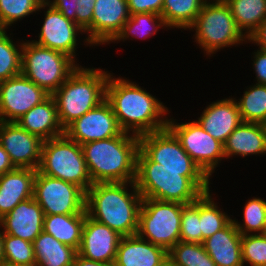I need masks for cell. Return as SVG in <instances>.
<instances>
[{
    "label": "cell",
    "instance_id": "6da1fadb",
    "mask_svg": "<svg viewBox=\"0 0 266 266\" xmlns=\"http://www.w3.org/2000/svg\"><path fill=\"white\" fill-rule=\"evenodd\" d=\"M209 180L202 170L165 169L138 150L134 182L142 198L189 204L210 190Z\"/></svg>",
    "mask_w": 266,
    "mask_h": 266
},
{
    "label": "cell",
    "instance_id": "7a4b0ae2",
    "mask_svg": "<svg viewBox=\"0 0 266 266\" xmlns=\"http://www.w3.org/2000/svg\"><path fill=\"white\" fill-rule=\"evenodd\" d=\"M106 100L123 132L141 136L167 128L168 119L160 116H165L168 109L134 82L109 75Z\"/></svg>",
    "mask_w": 266,
    "mask_h": 266
},
{
    "label": "cell",
    "instance_id": "3957f363",
    "mask_svg": "<svg viewBox=\"0 0 266 266\" xmlns=\"http://www.w3.org/2000/svg\"><path fill=\"white\" fill-rule=\"evenodd\" d=\"M95 183L86 191L85 210L87 215L116 231L122 237L138 232L142 195L135 182Z\"/></svg>",
    "mask_w": 266,
    "mask_h": 266
},
{
    "label": "cell",
    "instance_id": "277c9868",
    "mask_svg": "<svg viewBox=\"0 0 266 266\" xmlns=\"http://www.w3.org/2000/svg\"><path fill=\"white\" fill-rule=\"evenodd\" d=\"M82 146L93 184L131 182L136 177L139 136L121 132L118 136L85 143Z\"/></svg>",
    "mask_w": 266,
    "mask_h": 266
},
{
    "label": "cell",
    "instance_id": "5b68a950",
    "mask_svg": "<svg viewBox=\"0 0 266 266\" xmlns=\"http://www.w3.org/2000/svg\"><path fill=\"white\" fill-rule=\"evenodd\" d=\"M107 71L79 67L52 94L65 130L72 122L106 100Z\"/></svg>",
    "mask_w": 266,
    "mask_h": 266
},
{
    "label": "cell",
    "instance_id": "8992f818",
    "mask_svg": "<svg viewBox=\"0 0 266 266\" xmlns=\"http://www.w3.org/2000/svg\"><path fill=\"white\" fill-rule=\"evenodd\" d=\"M47 176L79 186L85 193L93 185L82 146L65 134L43 141L37 169Z\"/></svg>",
    "mask_w": 266,
    "mask_h": 266
},
{
    "label": "cell",
    "instance_id": "52a82bcc",
    "mask_svg": "<svg viewBox=\"0 0 266 266\" xmlns=\"http://www.w3.org/2000/svg\"><path fill=\"white\" fill-rule=\"evenodd\" d=\"M65 53L35 42H23L21 74L52 95L78 68Z\"/></svg>",
    "mask_w": 266,
    "mask_h": 266
},
{
    "label": "cell",
    "instance_id": "ba28073f",
    "mask_svg": "<svg viewBox=\"0 0 266 266\" xmlns=\"http://www.w3.org/2000/svg\"><path fill=\"white\" fill-rule=\"evenodd\" d=\"M190 27L196 29V43L207 55L247 39L236 26L231 10L224 0H216L213 3H207L206 0Z\"/></svg>",
    "mask_w": 266,
    "mask_h": 266
},
{
    "label": "cell",
    "instance_id": "9c48e42d",
    "mask_svg": "<svg viewBox=\"0 0 266 266\" xmlns=\"http://www.w3.org/2000/svg\"><path fill=\"white\" fill-rule=\"evenodd\" d=\"M182 204L143 198L137 234L167 252L180 241Z\"/></svg>",
    "mask_w": 266,
    "mask_h": 266
},
{
    "label": "cell",
    "instance_id": "30bf717a",
    "mask_svg": "<svg viewBox=\"0 0 266 266\" xmlns=\"http://www.w3.org/2000/svg\"><path fill=\"white\" fill-rule=\"evenodd\" d=\"M35 201L44 215L86 214V193L77 185L36 171Z\"/></svg>",
    "mask_w": 266,
    "mask_h": 266
},
{
    "label": "cell",
    "instance_id": "8fae6325",
    "mask_svg": "<svg viewBox=\"0 0 266 266\" xmlns=\"http://www.w3.org/2000/svg\"><path fill=\"white\" fill-rule=\"evenodd\" d=\"M170 120L168 119L167 128L200 169L210 177L218 161L225 158L223 144L206 132L197 121L177 124Z\"/></svg>",
    "mask_w": 266,
    "mask_h": 266
},
{
    "label": "cell",
    "instance_id": "7c38bea8",
    "mask_svg": "<svg viewBox=\"0 0 266 266\" xmlns=\"http://www.w3.org/2000/svg\"><path fill=\"white\" fill-rule=\"evenodd\" d=\"M49 96L22 74L0 82V121L16 122Z\"/></svg>",
    "mask_w": 266,
    "mask_h": 266
},
{
    "label": "cell",
    "instance_id": "4fadbf2b",
    "mask_svg": "<svg viewBox=\"0 0 266 266\" xmlns=\"http://www.w3.org/2000/svg\"><path fill=\"white\" fill-rule=\"evenodd\" d=\"M139 148L165 169L201 170L168 128L139 136Z\"/></svg>",
    "mask_w": 266,
    "mask_h": 266
},
{
    "label": "cell",
    "instance_id": "5bb4252c",
    "mask_svg": "<svg viewBox=\"0 0 266 266\" xmlns=\"http://www.w3.org/2000/svg\"><path fill=\"white\" fill-rule=\"evenodd\" d=\"M120 129L111 104L104 100L100 105L86 112L72 122L64 134L80 145L91 141L118 136Z\"/></svg>",
    "mask_w": 266,
    "mask_h": 266
},
{
    "label": "cell",
    "instance_id": "9a60e30c",
    "mask_svg": "<svg viewBox=\"0 0 266 266\" xmlns=\"http://www.w3.org/2000/svg\"><path fill=\"white\" fill-rule=\"evenodd\" d=\"M0 144L17 168L37 170L43 140L21 128L16 122L0 121Z\"/></svg>",
    "mask_w": 266,
    "mask_h": 266
},
{
    "label": "cell",
    "instance_id": "2e32d148",
    "mask_svg": "<svg viewBox=\"0 0 266 266\" xmlns=\"http://www.w3.org/2000/svg\"><path fill=\"white\" fill-rule=\"evenodd\" d=\"M93 11L92 24L84 31L90 34L84 41L91 45L113 42L130 17L127 0H96Z\"/></svg>",
    "mask_w": 266,
    "mask_h": 266
},
{
    "label": "cell",
    "instance_id": "e0dca14e",
    "mask_svg": "<svg viewBox=\"0 0 266 266\" xmlns=\"http://www.w3.org/2000/svg\"><path fill=\"white\" fill-rule=\"evenodd\" d=\"M116 231L85 214L78 254L86 259L113 265L121 239Z\"/></svg>",
    "mask_w": 266,
    "mask_h": 266
},
{
    "label": "cell",
    "instance_id": "ac0fdd59",
    "mask_svg": "<svg viewBox=\"0 0 266 266\" xmlns=\"http://www.w3.org/2000/svg\"><path fill=\"white\" fill-rule=\"evenodd\" d=\"M45 13L44 24L41 27L39 41L36 44L60 51L67 54L72 59L75 58L76 36L78 31H84L74 22L67 19L60 11L52 5Z\"/></svg>",
    "mask_w": 266,
    "mask_h": 266
},
{
    "label": "cell",
    "instance_id": "d6986e66",
    "mask_svg": "<svg viewBox=\"0 0 266 266\" xmlns=\"http://www.w3.org/2000/svg\"><path fill=\"white\" fill-rule=\"evenodd\" d=\"M44 212L34 197L17 204L0 219L4 234L33 242L43 231Z\"/></svg>",
    "mask_w": 266,
    "mask_h": 266
},
{
    "label": "cell",
    "instance_id": "ffe728a7",
    "mask_svg": "<svg viewBox=\"0 0 266 266\" xmlns=\"http://www.w3.org/2000/svg\"><path fill=\"white\" fill-rule=\"evenodd\" d=\"M168 252L138 234L121 237L113 266H160Z\"/></svg>",
    "mask_w": 266,
    "mask_h": 266
},
{
    "label": "cell",
    "instance_id": "44dd1931",
    "mask_svg": "<svg viewBox=\"0 0 266 266\" xmlns=\"http://www.w3.org/2000/svg\"><path fill=\"white\" fill-rule=\"evenodd\" d=\"M197 122L224 145L230 134L242 122L237 101L235 98L223 99L208 105Z\"/></svg>",
    "mask_w": 266,
    "mask_h": 266
},
{
    "label": "cell",
    "instance_id": "7402d4cb",
    "mask_svg": "<svg viewBox=\"0 0 266 266\" xmlns=\"http://www.w3.org/2000/svg\"><path fill=\"white\" fill-rule=\"evenodd\" d=\"M36 171L16 167L0 177V219L17 204L33 197Z\"/></svg>",
    "mask_w": 266,
    "mask_h": 266
},
{
    "label": "cell",
    "instance_id": "603a6c76",
    "mask_svg": "<svg viewBox=\"0 0 266 266\" xmlns=\"http://www.w3.org/2000/svg\"><path fill=\"white\" fill-rule=\"evenodd\" d=\"M16 123L43 141L62 136L65 132L59 121L57 105L52 95L30 109Z\"/></svg>",
    "mask_w": 266,
    "mask_h": 266
},
{
    "label": "cell",
    "instance_id": "cb8c5ba5",
    "mask_svg": "<svg viewBox=\"0 0 266 266\" xmlns=\"http://www.w3.org/2000/svg\"><path fill=\"white\" fill-rule=\"evenodd\" d=\"M242 234L233 220L224 228L203 241V246L216 266H243L241 253Z\"/></svg>",
    "mask_w": 266,
    "mask_h": 266
},
{
    "label": "cell",
    "instance_id": "d4e9b609",
    "mask_svg": "<svg viewBox=\"0 0 266 266\" xmlns=\"http://www.w3.org/2000/svg\"><path fill=\"white\" fill-rule=\"evenodd\" d=\"M224 146L225 158L266 153V130L264 124L241 122L230 134Z\"/></svg>",
    "mask_w": 266,
    "mask_h": 266
},
{
    "label": "cell",
    "instance_id": "484cf974",
    "mask_svg": "<svg viewBox=\"0 0 266 266\" xmlns=\"http://www.w3.org/2000/svg\"><path fill=\"white\" fill-rule=\"evenodd\" d=\"M84 223L85 214L45 215L43 231L78 251L82 241Z\"/></svg>",
    "mask_w": 266,
    "mask_h": 266
},
{
    "label": "cell",
    "instance_id": "4316f807",
    "mask_svg": "<svg viewBox=\"0 0 266 266\" xmlns=\"http://www.w3.org/2000/svg\"><path fill=\"white\" fill-rule=\"evenodd\" d=\"M38 266H71L77 250L42 231L32 242Z\"/></svg>",
    "mask_w": 266,
    "mask_h": 266
},
{
    "label": "cell",
    "instance_id": "83f0119b",
    "mask_svg": "<svg viewBox=\"0 0 266 266\" xmlns=\"http://www.w3.org/2000/svg\"><path fill=\"white\" fill-rule=\"evenodd\" d=\"M234 17L236 26L247 39L266 18V0H224Z\"/></svg>",
    "mask_w": 266,
    "mask_h": 266
},
{
    "label": "cell",
    "instance_id": "f1b7e54d",
    "mask_svg": "<svg viewBox=\"0 0 266 266\" xmlns=\"http://www.w3.org/2000/svg\"><path fill=\"white\" fill-rule=\"evenodd\" d=\"M206 0H164L161 16L166 27L189 28Z\"/></svg>",
    "mask_w": 266,
    "mask_h": 266
},
{
    "label": "cell",
    "instance_id": "f546056e",
    "mask_svg": "<svg viewBox=\"0 0 266 266\" xmlns=\"http://www.w3.org/2000/svg\"><path fill=\"white\" fill-rule=\"evenodd\" d=\"M239 100L237 105L243 122L266 123V85L256 83Z\"/></svg>",
    "mask_w": 266,
    "mask_h": 266
},
{
    "label": "cell",
    "instance_id": "4dcf8cb0",
    "mask_svg": "<svg viewBox=\"0 0 266 266\" xmlns=\"http://www.w3.org/2000/svg\"><path fill=\"white\" fill-rule=\"evenodd\" d=\"M168 259L175 266H216L202 243L179 241L168 251Z\"/></svg>",
    "mask_w": 266,
    "mask_h": 266
},
{
    "label": "cell",
    "instance_id": "1f68e13d",
    "mask_svg": "<svg viewBox=\"0 0 266 266\" xmlns=\"http://www.w3.org/2000/svg\"><path fill=\"white\" fill-rule=\"evenodd\" d=\"M210 191L200 196V230L203 241L226 227L233 219L222 213L210 196Z\"/></svg>",
    "mask_w": 266,
    "mask_h": 266
},
{
    "label": "cell",
    "instance_id": "d6a6232c",
    "mask_svg": "<svg viewBox=\"0 0 266 266\" xmlns=\"http://www.w3.org/2000/svg\"><path fill=\"white\" fill-rule=\"evenodd\" d=\"M157 24V25H156ZM166 26L163 17L156 13H136L131 14L129 19L123 25L121 32L113 41L129 38L130 35L135 37H148L157 32V28ZM156 28V29H155Z\"/></svg>",
    "mask_w": 266,
    "mask_h": 266
},
{
    "label": "cell",
    "instance_id": "836d02e7",
    "mask_svg": "<svg viewBox=\"0 0 266 266\" xmlns=\"http://www.w3.org/2000/svg\"><path fill=\"white\" fill-rule=\"evenodd\" d=\"M22 45L18 50L5 29H0V82L21 74Z\"/></svg>",
    "mask_w": 266,
    "mask_h": 266
},
{
    "label": "cell",
    "instance_id": "e575fe53",
    "mask_svg": "<svg viewBox=\"0 0 266 266\" xmlns=\"http://www.w3.org/2000/svg\"><path fill=\"white\" fill-rule=\"evenodd\" d=\"M244 224L233 220L236 229L246 235L250 232L266 234V201L260 198L248 200L244 208Z\"/></svg>",
    "mask_w": 266,
    "mask_h": 266
},
{
    "label": "cell",
    "instance_id": "d590c367",
    "mask_svg": "<svg viewBox=\"0 0 266 266\" xmlns=\"http://www.w3.org/2000/svg\"><path fill=\"white\" fill-rule=\"evenodd\" d=\"M4 262L12 264H34L33 243L20 237L3 233Z\"/></svg>",
    "mask_w": 266,
    "mask_h": 266
},
{
    "label": "cell",
    "instance_id": "8d00e7d4",
    "mask_svg": "<svg viewBox=\"0 0 266 266\" xmlns=\"http://www.w3.org/2000/svg\"><path fill=\"white\" fill-rule=\"evenodd\" d=\"M180 241L202 243L200 197L192 203L182 204Z\"/></svg>",
    "mask_w": 266,
    "mask_h": 266
},
{
    "label": "cell",
    "instance_id": "74e56055",
    "mask_svg": "<svg viewBox=\"0 0 266 266\" xmlns=\"http://www.w3.org/2000/svg\"><path fill=\"white\" fill-rule=\"evenodd\" d=\"M45 7L38 6L34 0H0V29Z\"/></svg>",
    "mask_w": 266,
    "mask_h": 266
},
{
    "label": "cell",
    "instance_id": "f35d334b",
    "mask_svg": "<svg viewBox=\"0 0 266 266\" xmlns=\"http://www.w3.org/2000/svg\"><path fill=\"white\" fill-rule=\"evenodd\" d=\"M242 262L266 266V234H246L241 238Z\"/></svg>",
    "mask_w": 266,
    "mask_h": 266
},
{
    "label": "cell",
    "instance_id": "ab89813d",
    "mask_svg": "<svg viewBox=\"0 0 266 266\" xmlns=\"http://www.w3.org/2000/svg\"><path fill=\"white\" fill-rule=\"evenodd\" d=\"M129 14L156 13L161 15L164 0H127Z\"/></svg>",
    "mask_w": 266,
    "mask_h": 266
},
{
    "label": "cell",
    "instance_id": "60d3db41",
    "mask_svg": "<svg viewBox=\"0 0 266 266\" xmlns=\"http://www.w3.org/2000/svg\"><path fill=\"white\" fill-rule=\"evenodd\" d=\"M96 0H78L76 24L85 31L92 24L93 8Z\"/></svg>",
    "mask_w": 266,
    "mask_h": 266
},
{
    "label": "cell",
    "instance_id": "b9f144b4",
    "mask_svg": "<svg viewBox=\"0 0 266 266\" xmlns=\"http://www.w3.org/2000/svg\"><path fill=\"white\" fill-rule=\"evenodd\" d=\"M51 5L60 11L67 19L76 23V10H78V0H53Z\"/></svg>",
    "mask_w": 266,
    "mask_h": 266
},
{
    "label": "cell",
    "instance_id": "7bdbcfd3",
    "mask_svg": "<svg viewBox=\"0 0 266 266\" xmlns=\"http://www.w3.org/2000/svg\"><path fill=\"white\" fill-rule=\"evenodd\" d=\"M254 68L256 72L257 84L266 85V51L257 50L254 57Z\"/></svg>",
    "mask_w": 266,
    "mask_h": 266
},
{
    "label": "cell",
    "instance_id": "ee69618b",
    "mask_svg": "<svg viewBox=\"0 0 266 266\" xmlns=\"http://www.w3.org/2000/svg\"><path fill=\"white\" fill-rule=\"evenodd\" d=\"M258 44L260 49L266 51V18L263 20L259 28L250 36L248 41Z\"/></svg>",
    "mask_w": 266,
    "mask_h": 266
},
{
    "label": "cell",
    "instance_id": "f6af8a7d",
    "mask_svg": "<svg viewBox=\"0 0 266 266\" xmlns=\"http://www.w3.org/2000/svg\"><path fill=\"white\" fill-rule=\"evenodd\" d=\"M16 167L10 160L8 153L4 150V148L0 144V177L15 169Z\"/></svg>",
    "mask_w": 266,
    "mask_h": 266
},
{
    "label": "cell",
    "instance_id": "bcb514c9",
    "mask_svg": "<svg viewBox=\"0 0 266 266\" xmlns=\"http://www.w3.org/2000/svg\"><path fill=\"white\" fill-rule=\"evenodd\" d=\"M71 266H113L99 261H93L80 256L78 253Z\"/></svg>",
    "mask_w": 266,
    "mask_h": 266
},
{
    "label": "cell",
    "instance_id": "7dc6e473",
    "mask_svg": "<svg viewBox=\"0 0 266 266\" xmlns=\"http://www.w3.org/2000/svg\"><path fill=\"white\" fill-rule=\"evenodd\" d=\"M4 263L3 232L0 231V266Z\"/></svg>",
    "mask_w": 266,
    "mask_h": 266
},
{
    "label": "cell",
    "instance_id": "c3c4849f",
    "mask_svg": "<svg viewBox=\"0 0 266 266\" xmlns=\"http://www.w3.org/2000/svg\"><path fill=\"white\" fill-rule=\"evenodd\" d=\"M35 3L38 5V6H49L51 5V1L49 0H34Z\"/></svg>",
    "mask_w": 266,
    "mask_h": 266
},
{
    "label": "cell",
    "instance_id": "681fc988",
    "mask_svg": "<svg viewBox=\"0 0 266 266\" xmlns=\"http://www.w3.org/2000/svg\"><path fill=\"white\" fill-rule=\"evenodd\" d=\"M1 266H38L36 263L34 264H12L8 262H4Z\"/></svg>",
    "mask_w": 266,
    "mask_h": 266
},
{
    "label": "cell",
    "instance_id": "f907efd6",
    "mask_svg": "<svg viewBox=\"0 0 266 266\" xmlns=\"http://www.w3.org/2000/svg\"><path fill=\"white\" fill-rule=\"evenodd\" d=\"M160 266H175L169 259H166Z\"/></svg>",
    "mask_w": 266,
    "mask_h": 266
}]
</instances>
